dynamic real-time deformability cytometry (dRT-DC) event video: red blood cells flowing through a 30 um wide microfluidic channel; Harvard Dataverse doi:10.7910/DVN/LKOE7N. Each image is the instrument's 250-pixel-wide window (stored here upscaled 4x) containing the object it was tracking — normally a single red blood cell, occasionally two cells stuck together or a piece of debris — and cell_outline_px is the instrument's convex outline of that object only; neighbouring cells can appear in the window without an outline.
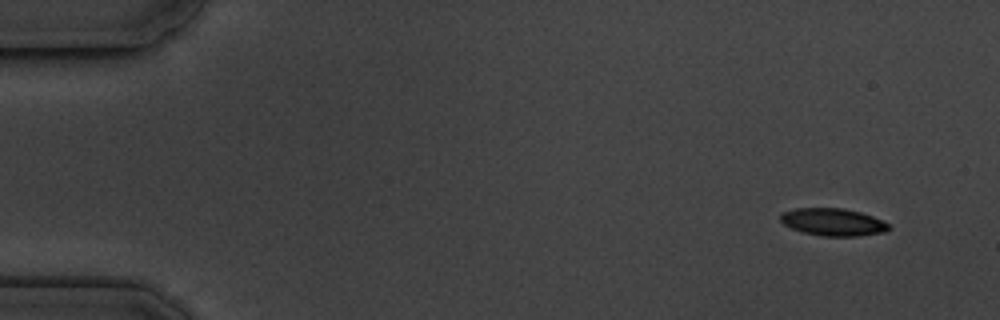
{"species": "common noctule bat (a hibernating species)", "species_latin": "Nyctalus noctula", "temperature_condition": "cold", "stored_images_in_passage": 5, "camera_frame_rate_fps": 3000, "um_per_image_px": 0.085, "animal": {"sex": "male", "body_mass_g": 19.5, "forearm_length_mm": 54.6}, "frame": {"image": 1, "passage_image": 1, "time_ms": 0.0, "image_size_px": [1000, 320], "cell_outline_px": [[892, 228], [884, 232], [856, 236], [820, 236], [804, 232], [792, 228], [784, 224], [780, 220], [780, 216], [784, 212], [796, 208], [844, 208], [860, 212], [872, 216], [888, 224]], "centroid_in_image_um": [70.81, 18.87], "position_along_channel_um": 14.2, "area_um2": 17.17}}